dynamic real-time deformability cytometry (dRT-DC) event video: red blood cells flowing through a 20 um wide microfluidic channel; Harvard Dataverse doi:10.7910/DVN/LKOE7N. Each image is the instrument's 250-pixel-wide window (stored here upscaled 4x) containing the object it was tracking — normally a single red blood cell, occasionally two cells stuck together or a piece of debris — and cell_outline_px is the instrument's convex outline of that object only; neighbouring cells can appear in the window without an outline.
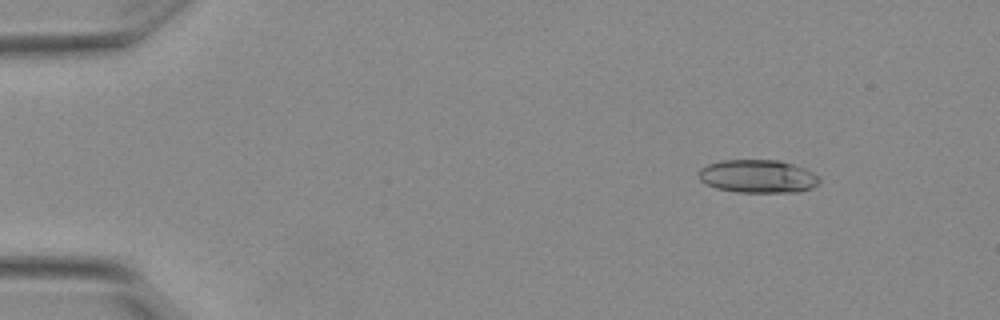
{"species": "Egyptian fruit bat (a non-hibernating species)", "species_latin": "Rousettus aegyptiacus", "temperature_condition": "warm", "stored_images_in_passage": 6, "camera_frame_rate_fps": 3000, "um_per_image_px": 0.085, "animal": {"sex": "female"}, "frame": {"image": 1, "passage_image": 2, "time_ms": 0.333, "image_size_px": [1000, 320], "cell_outline_px": [[820, 180], [812, 188], [800, 192], [736, 192], [716, 188], [700, 180], [700, 168], [708, 164], [720, 160], [780, 160], [804, 168], [820, 176]], "centroid_in_image_um": [64.44, 14.99], "position_along_channel_um": 20.6, "area_um2": 23.29}}
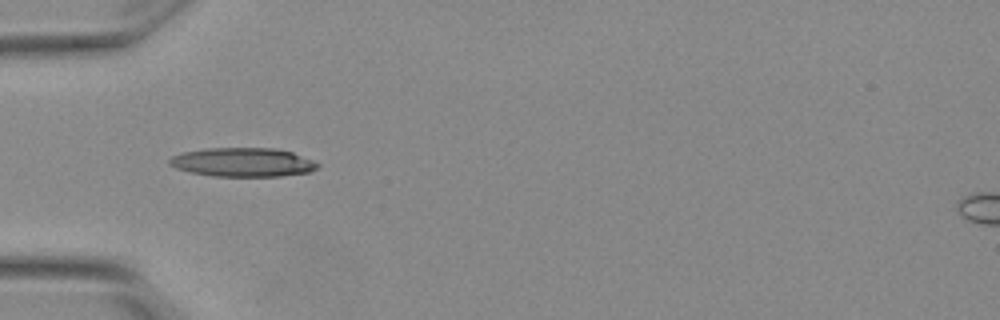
{"frame": {"image": 2, "passage_image": 5, "time_ms": 1.333, "image_size_px": [1000, 320], "cell_outline_px": [[320, 164], [316, 168], [308, 172], [280, 176], [212, 176], [192, 172], [176, 168], [168, 164], [168, 160], [172, 156], [184, 152], [204, 148], [272, 148], [292, 152], [312, 160]], "centroid_in_image_um": [20.61, 13.79], "position_along_channel_um": 64.4, "area_um2": 24.8}}
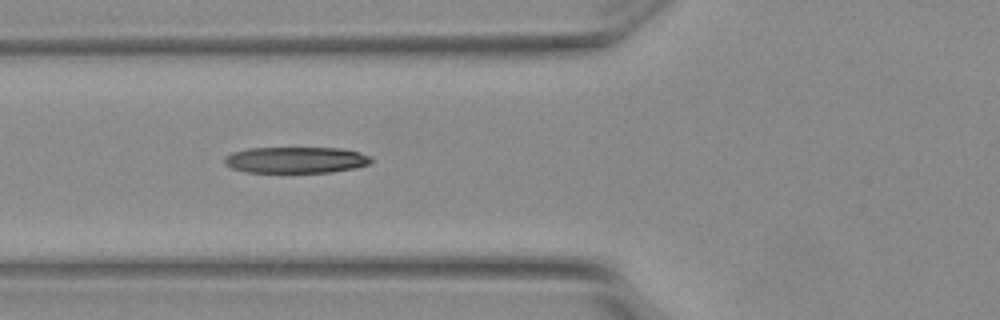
{"frame": {"image": 3, "passage_image": 6, "time_ms": 1.667, "image_size_px": [1000, 320], "cell_outline_px": [[372, 160], [368, 164], [352, 168], [332, 172], [248, 172], [232, 168], [224, 164], [224, 156], [232, 152], [248, 148], [340, 148], [360, 152], [372, 156]], "centroid_in_image_um": [25.13, 13.59], "position_along_channel_um": 100.7, "area_um2": 22.43}}